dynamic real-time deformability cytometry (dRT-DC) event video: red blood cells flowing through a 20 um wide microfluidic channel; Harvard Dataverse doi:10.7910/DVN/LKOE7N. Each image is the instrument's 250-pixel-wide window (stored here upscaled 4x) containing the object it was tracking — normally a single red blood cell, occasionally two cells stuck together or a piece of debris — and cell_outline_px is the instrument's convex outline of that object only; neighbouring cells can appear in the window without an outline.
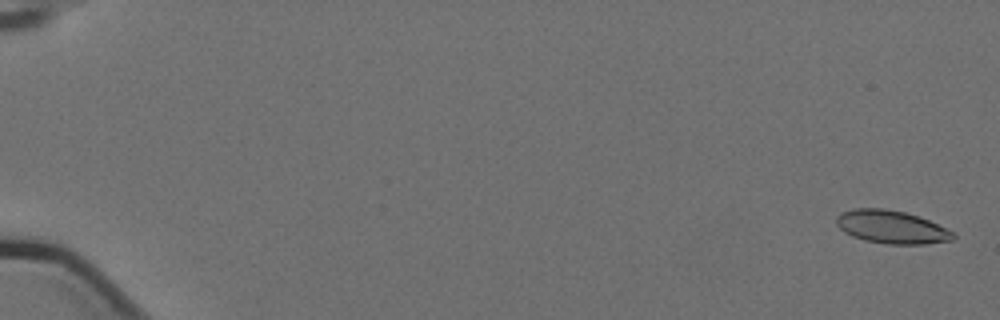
{"species": "Egyptian fruit bat (a non-hibernating species)", "species_latin": "Rousettus aegyptiacus", "temperature_condition": "cold", "stored_images_in_passage": 6, "camera_frame_rate_fps": 3000, "um_per_image_px": 0.085, "animal": {"sex": "female"}, "frame": {"image": 1, "passage_image": 1, "time_ms": 0.0, "image_size_px": [1000, 320], "cell_outline_px": [[956, 236], [952, 240], [924, 244], [888, 244], [864, 240], [852, 236], [844, 232], [836, 224], [836, 216], [840, 212], [852, 208], [884, 208], [904, 212], [928, 220], [956, 232]], "centroid_in_image_um": [75.76, 19.29], "position_along_channel_um": 9.2, "area_um2": 22.6}}
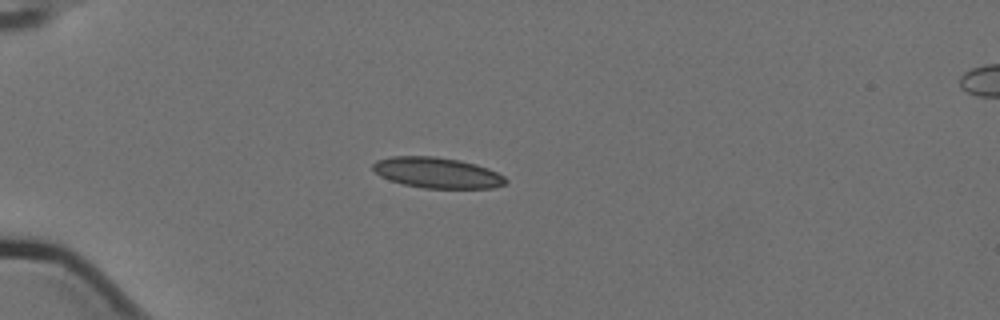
{"frame": {"image": 2, "passage_image": 5, "time_ms": 1.333, "image_size_px": [1000, 320], "cell_outline_px": [[508, 180], [504, 184], [492, 188], [424, 188], [404, 184], [388, 180], [380, 176], [372, 168], [372, 164], [376, 160], [392, 156], [436, 156], [460, 160], [476, 164], [488, 168], [504, 176]], "centroid_in_image_um": [37.14, 14.67], "position_along_channel_um": 47.9, "area_um2": 23.81}}